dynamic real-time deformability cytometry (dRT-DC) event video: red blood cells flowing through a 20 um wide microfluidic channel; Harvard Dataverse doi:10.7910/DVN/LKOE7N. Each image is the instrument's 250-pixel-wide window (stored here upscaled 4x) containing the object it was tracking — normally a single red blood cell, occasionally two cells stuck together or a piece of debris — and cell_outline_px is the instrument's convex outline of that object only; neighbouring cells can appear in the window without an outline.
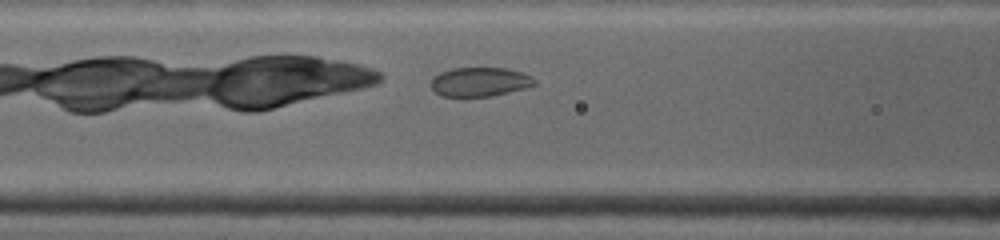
{"species": "common noctule bat (a hibernating species)", "species_latin": "Nyctalus noctula", "temperature_condition": "warm", "stored_images_in_passage": 25, "camera_frame_rate_fps": 4500, "um_per_image_px": 0.085, "animal": {"sex": "female", "body_mass_g": 19.0, "forearm_length_mm": 53.3}, "frame": {"image": 1, "passage_image": 8, "time_ms": 1.333, "image_size_px": [1000, 240], "cell_outline_px": [[536, 84], [524, 88], [492, 96], [440, 96], [432, 88], [432, 76], [440, 72], [452, 68], [504, 68], [520, 72], [532, 76], [536, 80]], "centroid_in_image_um": [40.77, 6.95], "position_along_channel_um": 125.8, "area_um2": 17.46}}
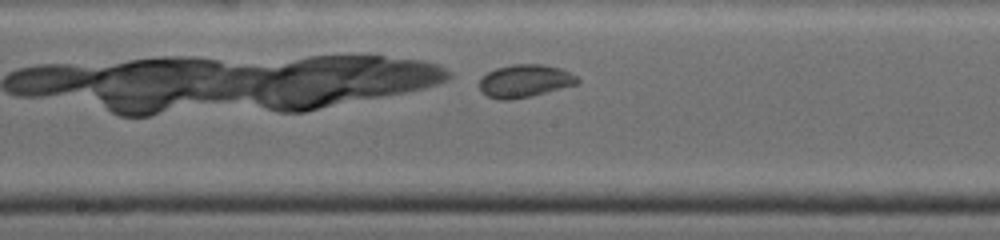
{"frame": {"image": 2, "passage_image": 19, "time_ms": 3.333, "image_size_px": [1000, 240], "cell_outline_px": [[580, 84], [532, 96], [508, 100], [496, 100], [480, 92], [480, 80], [488, 72], [496, 68], [512, 64], [544, 64], [560, 68], [576, 76], [580, 80]], "centroid_in_image_um": [44.63, 6.89], "position_along_channel_um": 203.6, "area_um2": 18.9}}
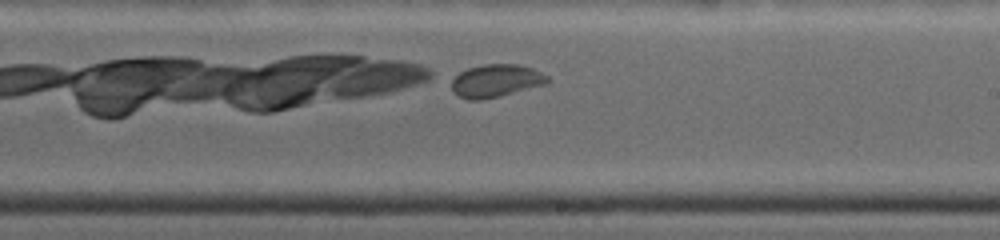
{"frame": {"image": 3, "passage_image": 25, "time_ms": 4.444, "image_size_px": [1000, 240], "cell_outline_px": [[548, 84], [500, 96], [480, 100], [468, 100], [452, 92], [452, 80], [460, 72], [468, 68], [484, 64], [520, 64], [532, 68], [548, 76]], "centroid_in_image_um": [42.17, 6.87], "position_along_channel_um": 246.8, "area_um2": 18.38}}